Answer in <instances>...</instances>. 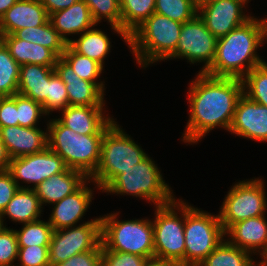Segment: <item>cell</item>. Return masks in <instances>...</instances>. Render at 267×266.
I'll list each match as a JSON object with an SVG mask.
<instances>
[{
	"instance_id": "cell-43",
	"label": "cell",
	"mask_w": 267,
	"mask_h": 266,
	"mask_svg": "<svg viewBox=\"0 0 267 266\" xmlns=\"http://www.w3.org/2000/svg\"><path fill=\"white\" fill-rule=\"evenodd\" d=\"M19 125L17 94L0 98V128Z\"/></svg>"
},
{
	"instance_id": "cell-44",
	"label": "cell",
	"mask_w": 267,
	"mask_h": 266,
	"mask_svg": "<svg viewBox=\"0 0 267 266\" xmlns=\"http://www.w3.org/2000/svg\"><path fill=\"white\" fill-rule=\"evenodd\" d=\"M18 189L19 187L14 181L12 174L8 170L0 171V214Z\"/></svg>"
},
{
	"instance_id": "cell-10",
	"label": "cell",
	"mask_w": 267,
	"mask_h": 266,
	"mask_svg": "<svg viewBox=\"0 0 267 266\" xmlns=\"http://www.w3.org/2000/svg\"><path fill=\"white\" fill-rule=\"evenodd\" d=\"M264 188V182L259 178L235 183L228 191L218 214L225 232L237 222L266 215Z\"/></svg>"
},
{
	"instance_id": "cell-45",
	"label": "cell",
	"mask_w": 267,
	"mask_h": 266,
	"mask_svg": "<svg viewBox=\"0 0 267 266\" xmlns=\"http://www.w3.org/2000/svg\"><path fill=\"white\" fill-rule=\"evenodd\" d=\"M78 1L79 0H40L41 4L45 7L48 15L56 11L69 8L71 5Z\"/></svg>"
},
{
	"instance_id": "cell-15",
	"label": "cell",
	"mask_w": 267,
	"mask_h": 266,
	"mask_svg": "<svg viewBox=\"0 0 267 266\" xmlns=\"http://www.w3.org/2000/svg\"><path fill=\"white\" fill-rule=\"evenodd\" d=\"M229 132L255 141H267V107L242 94Z\"/></svg>"
},
{
	"instance_id": "cell-19",
	"label": "cell",
	"mask_w": 267,
	"mask_h": 266,
	"mask_svg": "<svg viewBox=\"0 0 267 266\" xmlns=\"http://www.w3.org/2000/svg\"><path fill=\"white\" fill-rule=\"evenodd\" d=\"M86 182L92 181L88 178L75 192L53 204L48 221L54 231L75 226L84 216L93 198V191Z\"/></svg>"
},
{
	"instance_id": "cell-3",
	"label": "cell",
	"mask_w": 267,
	"mask_h": 266,
	"mask_svg": "<svg viewBox=\"0 0 267 266\" xmlns=\"http://www.w3.org/2000/svg\"><path fill=\"white\" fill-rule=\"evenodd\" d=\"M182 24L154 12L130 36L129 48L141 67L167 60L178 46Z\"/></svg>"
},
{
	"instance_id": "cell-40",
	"label": "cell",
	"mask_w": 267,
	"mask_h": 266,
	"mask_svg": "<svg viewBox=\"0 0 267 266\" xmlns=\"http://www.w3.org/2000/svg\"><path fill=\"white\" fill-rule=\"evenodd\" d=\"M19 266H50L48 247H19Z\"/></svg>"
},
{
	"instance_id": "cell-13",
	"label": "cell",
	"mask_w": 267,
	"mask_h": 266,
	"mask_svg": "<svg viewBox=\"0 0 267 266\" xmlns=\"http://www.w3.org/2000/svg\"><path fill=\"white\" fill-rule=\"evenodd\" d=\"M66 169L62 157L47 147L42 152L11 159L8 171L19 188H29L20 185V180L27 184L33 183L32 188H34L52 175L64 172Z\"/></svg>"
},
{
	"instance_id": "cell-28",
	"label": "cell",
	"mask_w": 267,
	"mask_h": 266,
	"mask_svg": "<svg viewBox=\"0 0 267 266\" xmlns=\"http://www.w3.org/2000/svg\"><path fill=\"white\" fill-rule=\"evenodd\" d=\"M13 35L18 39H23L28 42L40 44L52 50L58 57H61L68 45L67 42L60 36L58 31L53 27L50 20L45 24L37 27H26L17 30Z\"/></svg>"
},
{
	"instance_id": "cell-35",
	"label": "cell",
	"mask_w": 267,
	"mask_h": 266,
	"mask_svg": "<svg viewBox=\"0 0 267 266\" xmlns=\"http://www.w3.org/2000/svg\"><path fill=\"white\" fill-rule=\"evenodd\" d=\"M155 12L185 23L198 14V0H155Z\"/></svg>"
},
{
	"instance_id": "cell-1",
	"label": "cell",
	"mask_w": 267,
	"mask_h": 266,
	"mask_svg": "<svg viewBox=\"0 0 267 266\" xmlns=\"http://www.w3.org/2000/svg\"><path fill=\"white\" fill-rule=\"evenodd\" d=\"M243 91L242 79L198 73L189 86L190 119L182 141L195 144L217 126L229 131Z\"/></svg>"
},
{
	"instance_id": "cell-12",
	"label": "cell",
	"mask_w": 267,
	"mask_h": 266,
	"mask_svg": "<svg viewBox=\"0 0 267 266\" xmlns=\"http://www.w3.org/2000/svg\"><path fill=\"white\" fill-rule=\"evenodd\" d=\"M217 47V38L206 28L198 14L182 24L176 51L168 59L186 58L188 62H204L199 73H205L212 65Z\"/></svg>"
},
{
	"instance_id": "cell-41",
	"label": "cell",
	"mask_w": 267,
	"mask_h": 266,
	"mask_svg": "<svg viewBox=\"0 0 267 266\" xmlns=\"http://www.w3.org/2000/svg\"><path fill=\"white\" fill-rule=\"evenodd\" d=\"M147 260L136 254L102 251V266H143Z\"/></svg>"
},
{
	"instance_id": "cell-14",
	"label": "cell",
	"mask_w": 267,
	"mask_h": 266,
	"mask_svg": "<svg viewBox=\"0 0 267 266\" xmlns=\"http://www.w3.org/2000/svg\"><path fill=\"white\" fill-rule=\"evenodd\" d=\"M249 0H198V16L218 39L247 22L243 7Z\"/></svg>"
},
{
	"instance_id": "cell-27",
	"label": "cell",
	"mask_w": 267,
	"mask_h": 266,
	"mask_svg": "<svg viewBox=\"0 0 267 266\" xmlns=\"http://www.w3.org/2000/svg\"><path fill=\"white\" fill-rule=\"evenodd\" d=\"M110 40L103 31L91 28L83 32L78 40L68 44L79 54L98 62L104 67V59L110 52Z\"/></svg>"
},
{
	"instance_id": "cell-29",
	"label": "cell",
	"mask_w": 267,
	"mask_h": 266,
	"mask_svg": "<svg viewBox=\"0 0 267 266\" xmlns=\"http://www.w3.org/2000/svg\"><path fill=\"white\" fill-rule=\"evenodd\" d=\"M255 263V264H254ZM199 266H262L251 258V253L224 239Z\"/></svg>"
},
{
	"instance_id": "cell-25",
	"label": "cell",
	"mask_w": 267,
	"mask_h": 266,
	"mask_svg": "<svg viewBox=\"0 0 267 266\" xmlns=\"http://www.w3.org/2000/svg\"><path fill=\"white\" fill-rule=\"evenodd\" d=\"M55 73L54 67L21 65L17 93L42 104L47 99L48 80Z\"/></svg>"
},
{
	"instance_id": "cell-20",
	"label": "cell",
	"mask_w": 267,
	"mask_h": 266,
	"mask_svg": "<svg viewBox=\"0 0 267 266\" xmlns=\"http://www.w3.org/2000/svg\"><path fill=\"white\" fill-rule=\"evenodd\" d=\"M226 234L231 237L227 240L234 246L251 254L260 253L262 261L267 257V221L264 215L237 222Z\"/></svg>"
},
{
	"instance_id": "cell-39",
	"label": "cell",
	"mask_w": 267,
	"mask_h": 266,
	"mask_svg": "<svg viewBox=\"0 0 267 266\" xmlns=\"http://www.w3.org/2000/svg\"><path fill=\"white\" fill-rule=\"evenodd\" d=\"M19 246L13 229L6 226L0 230V266H13L18 259Z\"/></svg>"
},
{
	"instance_id": "cell-32",
	"label": "cell",
	"mask_w": 267,
	"mask_h": 266,
	"mask_svg": "<svg viewBox=\"0 0 267 266\" xmlns=\"http://www.w3.org/2000/svg\"><path fill=\"white\" fill-rule=\"evenodd\" d=\"M20 65L11 56L8 48L0 40V96L17 94Z\"/></svg>"
},
{
	"instance_id": "cell-46",
	"label": "cell",
	"mask_w": 267,
	"mask_h": 266,
	"mask_svg": "<svg viewBox=\"0 0 267 266\" xmlns=\"http://www.w3.org/2000/svg\"><path fill=\"white\" fill-rule=\"evenodd\" d=\"M11 157L5 145L0 140V171H6L9 168Z\"/></svg>"
},
{
	"instance_id": "cell-17",
	"label": "cell",
	"mask_w": 267,
	"mask_h": 266,
	"mask_svg": "<svg viewBox=\"0 0 267 266\" xmlns=\"http://www.w3.org/2000/svg\"><path fill=\"white\" fill-rule=\"evenodd\" d=\"M0 140L11 159L39 153L48 147L47 130L44 132L38 127H1Z\"/></svg>"
},
{
	"instance_id": "cell-9",
	"label": "cell",
	"mask_w": 267,
	"mask_h": 266,
	"mask_svg": "<svg viewBox=\"0 0 267 266\" xmlns=\"http://www.w3.org/2000/svg\"><path fill=\"white\" fill-rule=\"evenodd\" d=\"M185 266H199L224 240L225 231L218 215L185 203Z\"/></svg>"
},
{
	"instance_id": "cell-50",
	"label": "cell",
	"mask_w": 267,
	"mask_h": 266,
	"mask_svg": "<svg viewBox=\"0 0 267 266\" xmlns=\"http://www.w3.org/2000/svg\"><path fill=\"white\" fill-rule=\"evenodd\" d=\"M2 227H3V224H2V221L0 219V230L2 229Z\"/></svg>"
},
{
	"instance_id": "cell-23",
	"label": "cell",
	"mask_w": 267,
	"mask_h": 266,
	"mask_svg": "<svg viewBox=\"0 0 267 266\" xmlns=\"http://www.w3.org/2000/svg\"><path fill=\"white\" fill-rule=\"evenodd\" d=\"M49 20L67 43L71 41V38L66 35L82 34L97 26L93 21L88 5L83 0H79L69 8L50 14Z\"/></svg>"
},
{
	"instance_id": "cell-34",
	"label": "cell",
	"mask_w": 267,
	"mask_h": 266,
	"mask_svg": "<svg viewBox=\"0 0 267 266\" xmlns=\"http://www.w3.org/2000/svg\"><path fill=\"white\" fill-rule=\"evenodd\" d=\"M243 94L267 107V63L254 67L242 78ZM246 90V91H245Z\"/></svg>"
},
{
	"instance_id": "cell-48",
	"label": "cell",
	"mask_w": 267,
	"mask_h": 266,
	"mask_svg": "<svg viewBox=\"0 0 267 266\" xmlns=\"http://www.w3.org/2000/svg\"><path fill=\"white\" fill-rule=\"evenodd\" d=\"M17 1L18 0H0V18Z\"/></svg>"
},
{
	"instance_id": "cell-30",
	"label": "cell",
	"mask_w": 267,
	"mask_h": 266,
	"mask_svg": "<svg viewBox=\"0 0 267 266\" xmlns=\"http://www.w3.org/2000/svg\"><path fill=\"white\" fill-rule=\"evenodd\" d=\"M121 29L129 37L155 12V0H120Z\"/></svg>"
},
{
	"instance_id": "cell-22",
	"label": "cell",
	"mask_w": 267,
	"mask_h": 266,
	"mask_svg": "<svg viewBox=\"0 0 267 266\" xmlns=\"http://www.w3.org/2000/svg\"><path fill=\"white\" fill-rule=\"evenodd\" d=\"M88 178L78 170L67 168L64 172L52 175L33 188L43 204H54L75 192Z\"/></svg>"
},
{
	"instance_id": "cell-47",
	"label": "cell",
	"mask_w": 267,
	"mask_h": 266,
	"mask_svg": "<svg viewBox=\"0 0 267 266\" xmlns=\"http://www.w3.org/2000/svg\"><path fill=\"white\" fill-rule=\"evenodd\" d=\"M143 266H175V265L169 261L153 258L147 260Z\"/></svg>"
},
{
	"instance_id": "cell-6",
	"label": "cell",
	"mask_w": 267,
	"mask_h": 266,
	"mask_svg": "<svg viewBox=\"0 0 267 266\" xmlns=\"http://www.w3.org/2000/svg\"><path fill=\"white\" fill-rule=\"evenodd\" d=\"M118 213L101 218L102 251H118L154 258L153 224L149 219L119 221Z\"/></svg>"
},
{
	"instance_id": "cell-8",
	"label": "cell",
	"mask_w": 267,
	"mask_h": 266,
	"mask_svg": "<svg viewBox=\"0 0 267 266\" xmlns=\"http://www.w3.org/2000/svg\"><path fill=\"white\" fill-rule=\"evenodd\" d=\"M155 207L156 218L152 221L154 258L185 266V203L174 199L169 204ZM176 209L180 210V217Z\"/></svg>"
},
{
	"instance_id": "cell-16",
	"label": "cell",
	"mask_w": 267,
	"mask_h": 266,
	"mask_svg": "<svg viewBox=\"0 0 267 266\" xmlns=\"http://www.w3.org/2000/svg\"><path fill=\"white\" fill-rule=\"evenodd\" d=\"M55 72L66 85L69 105L104 106L103 83H93L81 79L72 67L59 57L54 67Z\"/></svg>"
},
{
	"instance_id": "cell-33",
	"label": "cell",
	"mask_w": 267,
	"mask_h": 266,
	"mask_svg": "<svg viewBox=\"0 0 267 266\" xmlns=\"http://www.w3.org/2000/svg\"><path fill=\"white\" fill-rule=\"evenodd\" d=\"M19 247H49L53 228L49 221L36 220L24 224L21 230H14Z\"/></svg>"
},
{
	"instance_id": "cell-38",
	"label": "cell",
	"mask_w": 267,
	"mask_h": 266,
	"mask_svg": "<svg viewBox=\"0 0 267 266\" xmlns=\"http://www.w3.org/2000/svg\"><path fill=\"white\" fill-rule=\"evenodd\" d=\"M46 115L42 104L17 93V115L19 125L23 127H38L37 122Z\"/></svg>"
},
{
	"instance_id": "cell-24",
	"label": "cell",
	"mask_w": 267,
	"mask_h": 266,
	"mask_svg": "<svg viewBox=\"0 0 267 266\" xmlns=\"http://www.w3.org/2000/svg\"><path fill=\"white\" fill-rule=\"evenodd\" d=\"M0 40L5 44L11 56L20 66L36 64L55 67L59 58L52 50L37 43L18 39L13 34L0 35Z\"/></svg>"
},
{
	"instance_id": "cell-5",
	"label": "cell",
	"mask_w": 267,
	"mask_h": 266,
	"mask_svg": "<svg viewBox=\"0 0 267 266\" xmlns=\"http://www.w3.org/2000/svg\"><path fill=\"white\" fill-rule=\"evenodd\" d=\"M148 156L123 129L113 121L104 132L101 157L95 173L89 178L104 190L119 174Z\"/></svg>"
},
{
	"instance_id": "cell-31",
	"label": "cell",
	"mask_w": 267,
	"mask_h": 266,
	"mask_svg": "<svg viewBox=\"0 0 267 266\" xmlns=\"http://www.w3.org/2000/svg\"><path fill=\"white\" fill-rule=\"evenodd\" d=\"M89 7L93 21L98 24L103 18L108 20L114 32L129 44V37L121 29L120 0H83Z\"/></svg>"
},
{
	"instance_id": "cell-2",
	"label": "cell",
	"mask_w": 267,
	"mask_h": 266,
	"mask_svg": "<svg viewBox=\"0 0 267 266\" xmlns=\"http://www.w3.org/2000/svg\"><path fill=\"white\" fill-rule=\"evenodd\" d=\"M266 38L267 19L250 18L217 39L214 60L205 74L212 77L242 79L254 67L265 62L259 58L256 50Z\"/></svg>"
},
{
	"instance_id": "cell-7",
	"label": "cell",
	"mask_w": 267,
	"mask_h": 266,
	"mask_svg": "<svg viewBox=\"0 0 267 266\" xmlns=\"http://www.w3.org/2000/svg\"><path fill=\"white\" fill-rule=\"evenodd\" d=\"M103 191L144 198L155 206L169 204L175 198L157 165L148 156L130 169L124 170Z\"/></svg>"
},
{
	"instance_id": "cell-42",
	"label": "cell",
	"mask_w": 267,
	"mask_h": 266,
	"mask_svg": "<svg viewBox=\"0 0 267 266\" xmlns=\"http://www.w3.org/2000/svg\"><path fill=\"white\" fill-rule=\"evenodd\" d=\"M54 266H102V243L94 250L76 254Z\"/></svg>"
},
{
	"instance_id": "cell-4",
	"label": "cell",
	"mask_w": 267,
	"mask_h": 266,
	"mask_svg": "<svg viewBox=\"0 0 267 266\" xmlns=\"http://www.w3.org/2000/svg\"><path fill=\"white\" fill-rule=\"evenodd\" d=\"M48 123V148L62 157L67 168L90 178L100 162L103 135H80L56 118Z\"/></svg>"
},
{
	"instance_id": "cell-11",
	"label": "cell",
	"mask_w": 267,
	"mask_h": 266,
	"mask_svg": "<svg viewBox=\"0 0 267 266\" xmlns=\"http://www.w3.org/2000/svg\"><path fill=\"white\" fill-rule=\"evenodd\" d=\"M100 243V217L79 226L53 231L48 247L50 266L64 262L76 254L94 250Z\"/></svg>"
},
{
	"instance_id": "cell-26",
	"label": "cell",
	"mask_w": 267,
	"mask_h": 266,
	"mask_svg": "<svg viewBox=\"0 0 267 266\" xmlns=\"http://www.w3.org/2000/svg\"><path fill=\"white\" fill-rule=\"evenodd\" d=\"M43 207L33 188H19L7 204L0 219L4 227V216L14 222L26 224L39 220Z\"/></svg>"
},
{
	"instance_id": "cell-37",
	"label": "cell",
	"mask_w": 267,
	"mask_h": 266,
	"mask_svg": "<svg viewBox=\"0 0 267 266\" xmlns=\"http://www.w3.org/2000/svg\"><path fill=\"white\" fill-rule=\"evenodd\" d=\"M68 106L69 100L66 85L58 74L55 73L48 80L47 99L42 103V107L46 115H49L52 111H61Z\"/></svg>"
},
{
	"instance_id": "cell-21",
	"label": "cell",
	"mask_w": 267,
	"mask_h": 266,
	"mask_svg": "<svg viewBox=\"0 0 267 266\" xmlns=\"http://www.w3.org/2000/svg\"><path fill=\"white\" fill-rule=\"evenodd\" d=\"M49 15L40 0H18L0 18V35L45 24Z\"/></svg>"
},
{
	"instance_id": "cell-49",
	"label": "cell",
	"mask_w": 267,
	"mask_h": 266,
	"mask_svg": "<svg viewBox=\"0 0 267 266\" xmlns=\"http://www.w3.org/2000/svg\"><path fill=\"white\" fill-rule=\"evenodd\" d=\"M262 266H267V257L261 261Z\"/></svg>"
},
{
	"instance_id": "cell-18",
	"label": "cell",
	"mask_w": 267,
	"mask_h": 266,
	"mask_svg": "<svg viewBox=\"0 0 267 266\" xmlns=\"http://www.w3.org/2000/svg\"><path fill=\"white\" fill-rule=\"evenodd\" d=\"M103 107L69 105L61 110L62 117L58 120L80 135H104L105 129L114 120L104 115Z\"/></svg>"
},
{
	"instance_id": "cell-36",
	"label": "cell",
	"mask_w": 267,
	"mask_h": 266,
	"mask_svg": "<svg viewBox=\"0 0 267 266\" xmlns=\"http://www.w3.org/2000/svg\"><path fill=\"white\" fill-rule=\"evenodd\" d=\"M74 70V72L81 78L93 83L97 82V78L104 69L98 62L77 53L69 44L61 56Z\"/></svg>"
}]
</instances>
